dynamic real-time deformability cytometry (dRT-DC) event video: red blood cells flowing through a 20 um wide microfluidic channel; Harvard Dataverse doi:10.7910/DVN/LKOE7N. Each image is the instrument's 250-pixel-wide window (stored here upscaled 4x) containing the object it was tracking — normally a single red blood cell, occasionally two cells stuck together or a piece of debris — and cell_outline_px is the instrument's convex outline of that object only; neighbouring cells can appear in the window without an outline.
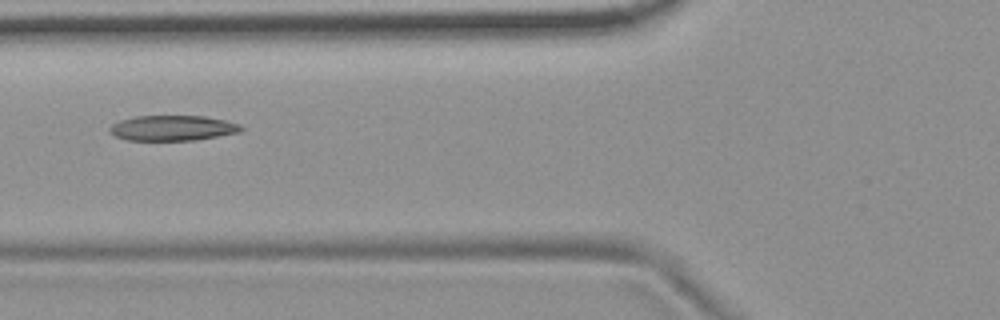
{"species": "common noctule bat (a hibernating species)", "species_latin": "Nyctalus noctula", "temperature_condition": "room temperature", "stored_images_in_passage": 6, "camera_frame_rate_fps": 3000, "um_per_image_px": 0.085, "animal": {"sex": "female", "body_mass_g": 19.9}, "frame": {"image": 1, "passage_image": 6, "time_ms": 1.667, "image_size_px": [1000, 320], "cell_outline_px": [[244, 128], [240, 132], [192, 140], [128, 140], [116, 136], [108, 132], [108, 128], [112, 124], [120, 120], [136, 116], [204, 116], [224, 120], [240, 124]], "centroid_in_image_um": [14.64, 10.88], "position_along_channel_um": 111.2, "area_um2": 19.25}}